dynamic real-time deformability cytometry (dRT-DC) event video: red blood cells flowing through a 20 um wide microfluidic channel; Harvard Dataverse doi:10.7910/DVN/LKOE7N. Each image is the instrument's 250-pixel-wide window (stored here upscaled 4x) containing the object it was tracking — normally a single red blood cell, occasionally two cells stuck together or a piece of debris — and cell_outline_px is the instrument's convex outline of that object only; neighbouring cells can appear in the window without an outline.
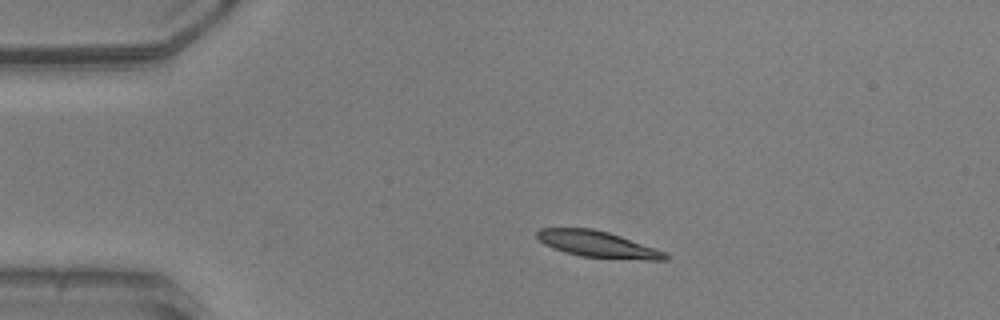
{"species": "common noctule bat (a hibernating species)", "species_latin": "Nyctalus noctula", "temperature_condition": "warm", "stored_images_in_passage": 42, "camera_frame_rate_fps": 3000, "um_per_image_px": 0.085, "animal": {"sex": "male", "body_mass_g": 20.5, "forearm_length_mm": 52.5}, "frame": {"image": 1, "passage_image": 1, "time_ms": 0.0, "image_size_px": [1000, 320], "cell_outline_px": [[668, 260], [644, 260], [580, 256], [564, 252], [544, 244], [536, 236], [536, 232], [540, 228], [592, 228], [608, 232], [656, 248], [664, 252], [668, 256]], "centroid_in_image_um": [50.79, 20.76], "position_along_channel_um": 34.2, "area_um2": 19.54}}
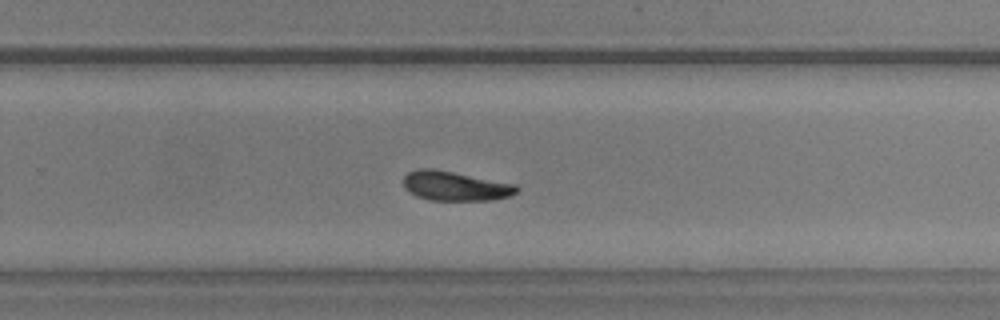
{"frame": {"image": 2, "passage_image": 24, "time_ms": 7.667, "image_size_px": [1000, 320], "cell_outline_px": [[520, 188], [516, 192], [508, 196], [492, 200], [428, 200], [416, 196], [408, 192], [404, 188], [404, 176], [408, 172], [416, 168], [432, 168], [516, 184]], "centroid_in_image_um": [38.65, 15.81], "position_along_channel_um": 291.1, "area_um2": 19.48}}
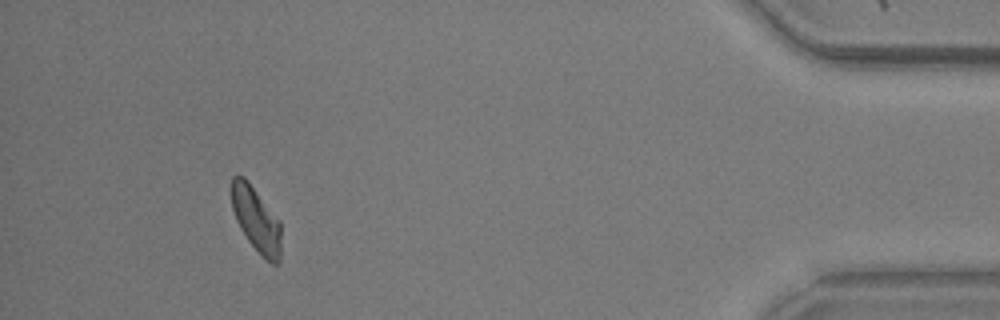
{"frame": {"image": 3, "passage_image": 38, "time_ms": 12.333, "image_size_px": [1000, 320], "cell_outline_px": [[280, 260], [276, 264], [272, 264], [248, 240], [240, 228], [236, 220], [232, 208], [232, 176], [244, 176], [248, 180], [280, 220]], "centroid_in_image_um": [21.78, 18.62], "position_along_channel_um": 413.4, "area_um2": 18.44}, "authors_computed_cell_mechanics": {"area_um2": 19.4786, "velocity_mm_per_s": 3.9297, "shape_relaxation_time_tau1_ms": 2.3064, "shape_relaxation_time_tau2_ms": null, "deformation_change_tau1": 0.1144, "deformation_change_tau2": null}}